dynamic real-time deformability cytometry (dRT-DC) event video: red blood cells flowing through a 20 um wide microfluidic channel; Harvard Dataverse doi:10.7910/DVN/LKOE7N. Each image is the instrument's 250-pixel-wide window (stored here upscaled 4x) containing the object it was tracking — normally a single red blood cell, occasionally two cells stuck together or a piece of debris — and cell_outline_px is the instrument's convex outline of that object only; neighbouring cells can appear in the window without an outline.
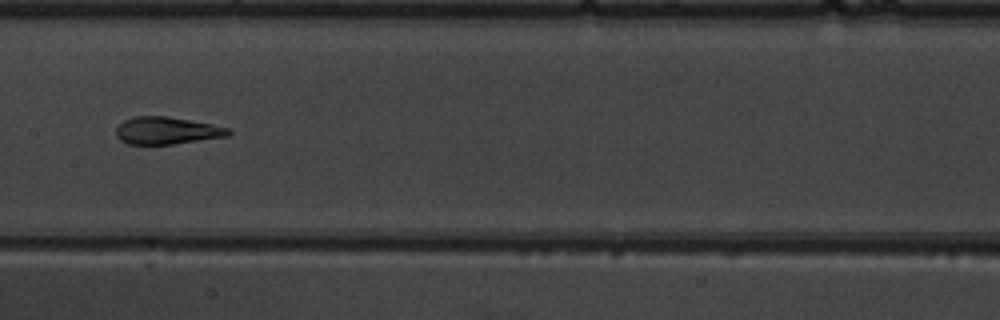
{"species": "common noctule bat (a hibernating species)", "species_latin": "Nyctalus noctula", "temperature_condition": "warm", "stored_images_in_passage": 8, "camera_frame_rate_fps": 3000, "um_per_image_px": 0.085, "animal": {"sex": "male", "body_mass_g": 19.5, "forearm_length_mm": 54.6}, "frame": {"image": 1, "passage_image": 8, "time_ms": 9.0, "image_size_px": [1000, 320], "cell_outline_px": [[232, 132], [228, 136], [172, 144], [128, 144], [120, 140], [116, 136], [116, 128], [124, 120], [136, 116], [168, 116], [212, 124], [228, 128]], "centroid_in_image_um": [14.17, 11.1], "position_along_channel_um": 193.2, "area_um2": 17.8}}